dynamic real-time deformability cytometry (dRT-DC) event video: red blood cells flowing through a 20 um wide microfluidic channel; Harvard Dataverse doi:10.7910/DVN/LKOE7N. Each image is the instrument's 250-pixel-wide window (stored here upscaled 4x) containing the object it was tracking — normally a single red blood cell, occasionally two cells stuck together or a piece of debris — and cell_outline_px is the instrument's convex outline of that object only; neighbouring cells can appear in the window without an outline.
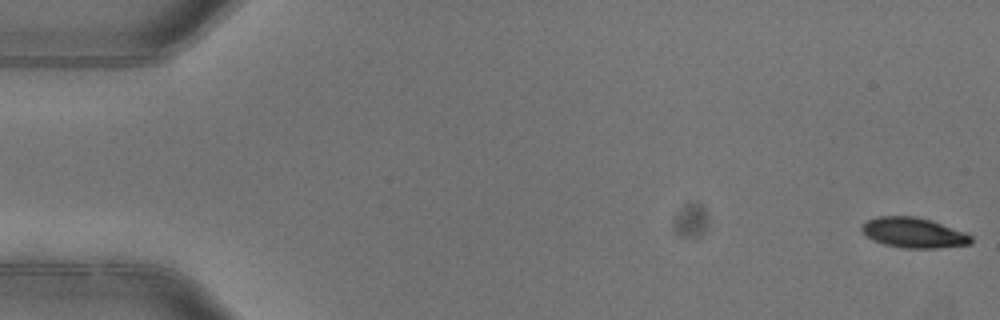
{"species": "common noctule bat (a hibernating species)", "species_latin": "Nyctalus noctula", "temperature_condition": "warm", "stored_images_in_passage": 5, "camera_frame_rate_fps": 3000, "um_per_image_px": 0.085, "animal": {"sex": "female"}, "frame": {"image": 1, "passage_image": 1, "time_ms": 0.0, "image_size_px": [1000, 320], "cell_outline_px": [[972, 244], [940, 248], [904, 248], [884, 244], [872, 240], [860, 228], [868, 220], [876, 216], [916, 216], [932, 220], [968, 232], [972, 236]], "centroid_in_image_um": [77.73, 19.78], "position_along_channel_um": 7.3, "area_um2": 19.48}}
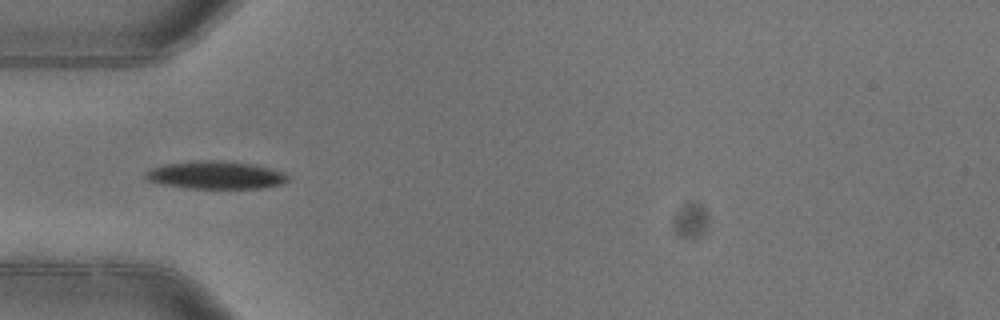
{"frame": {"image": 2, "passage_image": 5, "time_ms": 1.333, "image_size_px": [1000, 320], "cell_outline_px": [[288, 180], [284, 184], [264, 188], [188, 188], [164, 184], [148, 180], [144, 176], [152, 168], [168, 164], [208, 160], [252, 164], [284, 172], [288, 176]], "centroid_in_image_um": [18.4, 14.9], "position_along_channel_um": 66.6, "area_um2": 22.48}}